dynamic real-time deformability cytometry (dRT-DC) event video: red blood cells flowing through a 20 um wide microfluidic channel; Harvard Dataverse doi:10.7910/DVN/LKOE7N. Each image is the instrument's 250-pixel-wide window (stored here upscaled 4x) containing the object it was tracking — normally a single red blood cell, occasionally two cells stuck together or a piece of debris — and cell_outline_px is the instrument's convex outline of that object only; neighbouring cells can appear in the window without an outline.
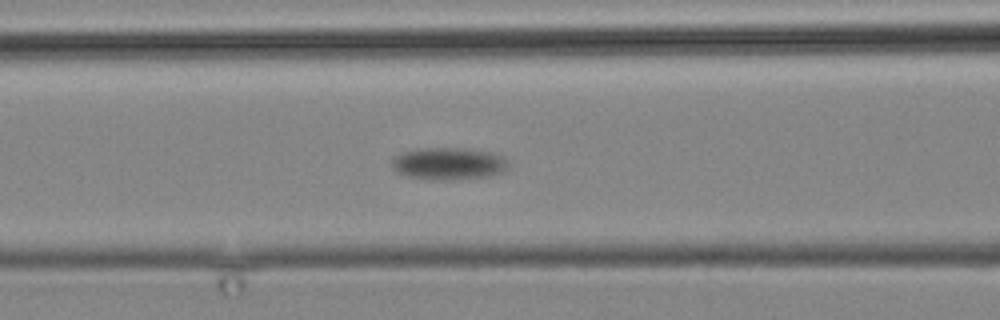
{"species": "common noctule bat (a hibernating species)", "species_latin": "Nyctalus noctula", "temperature_condition": "cold", "stored_images_in_passage": 13, "camera_frame_rate_fps": 3000, "um_per_image_px": 0.085, "animal": {"sex": "male", "body_mass_g": 19.2, "forearm_length_mm": 51.8}, "frame": {"image": 1, "passage_image": 13, "time_ms": 16.0, "image_size_px": [1000, 320], "cell_outline_px": [[508, 164], [504, 172], [488, 176], [452, 180], [432, 180], [408, 176], [396, 172], [392, 168], [392, 160], [400, 152], [416, 148], [464, 148], [492, 152], [504, 156], [508, 160]], "centroid_in_image_um": [38.13, 13.9], "position_along_channel_um": 128.5, "area_um2": 22.2}}